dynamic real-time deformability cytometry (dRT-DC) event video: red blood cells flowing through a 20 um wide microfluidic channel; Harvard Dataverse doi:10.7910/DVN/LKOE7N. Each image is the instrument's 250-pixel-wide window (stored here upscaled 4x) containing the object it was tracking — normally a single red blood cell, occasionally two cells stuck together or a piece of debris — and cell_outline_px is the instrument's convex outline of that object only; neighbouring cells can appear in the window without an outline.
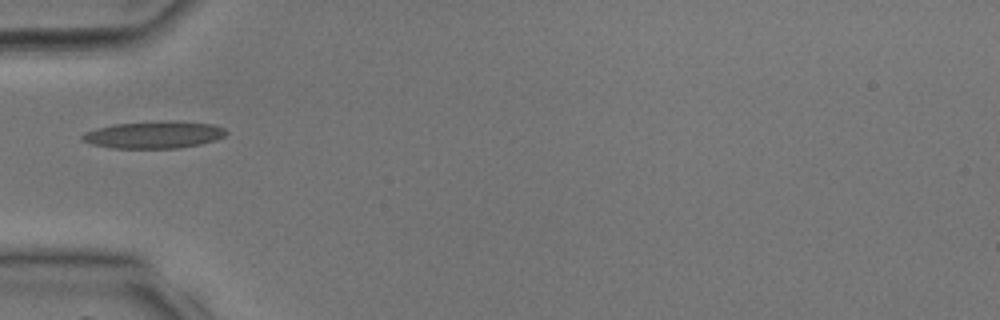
{"species": "common noctule bat (a hibernating species)", "species_latin": "Nyctalus noctula", "temperature_condition": "room temperature", "stored_images_in_passage": 6, "camera_frame_rate_fps": 3000, "um_per_image_px": 0.085, "animal": {"sex": "male", "body_mass_g": 17.9, "forearm_length_mm": 54.2}, "frame": {"image": 1, "passage_image": 3, "time_ms": 0.667, "image_size_px": [1000, 320], "cell_outline_px": [[228, 132], [224, 136], [216, 140], [200, 144], [180, 148], [112, 148], [92, 144], [80, 140], [80, 136], [84, 132], [96, 128], [116, 124], [160, 120], [176, 120], [212, 124], [224, 128]], "centroid_in_image_um": [13.09, 11.44], "position_along_channel_um": 71.9, "area_um2": 23.06}}